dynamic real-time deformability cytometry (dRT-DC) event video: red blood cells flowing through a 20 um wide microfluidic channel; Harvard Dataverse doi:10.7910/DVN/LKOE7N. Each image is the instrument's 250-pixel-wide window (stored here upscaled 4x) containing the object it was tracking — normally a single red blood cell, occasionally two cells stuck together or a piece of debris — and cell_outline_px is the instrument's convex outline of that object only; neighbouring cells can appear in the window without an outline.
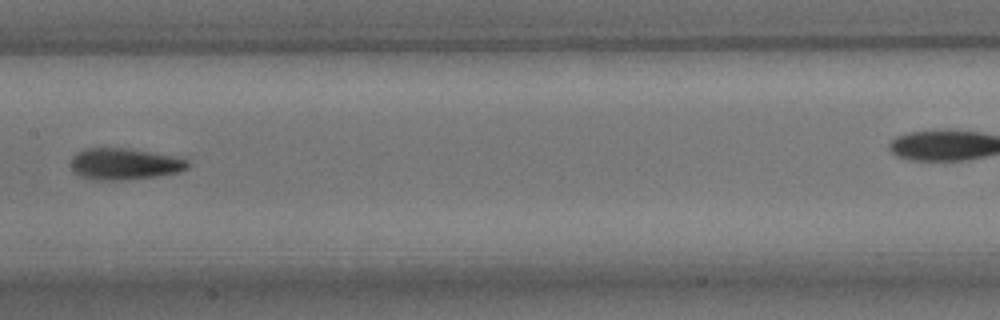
{"species": "common noctule bat (a hibernating species)", "species_latin": "Nyctalus noctula", "temperature_condition": "room temperature", "stored_images_in_passage": 9, "segment_of_instrument_passage": [1, 2], "camera_frame_rate_fps": 3000, "um_per_image_px": 0.085, "animal": {"sex": "male", "body_mass_g": 15.6}, "frame": {"image": 1, "passage_image": 8, "time_ms": 8.0, "image_size_px": [1000, 320], "cell_outline_px": [[192, 164], [188, 168], [180, 172], [156, 176], [120, 180], [92, 180], [80, 176], [72, 168], [72, 156], [76, 152], [84, 148], [132, 148], [172, 156], [188, 160]], "centroid_in_image_um": [10.6, 13.93], "position_along_channel_um": 196.8, "area_um2": 21.56}}